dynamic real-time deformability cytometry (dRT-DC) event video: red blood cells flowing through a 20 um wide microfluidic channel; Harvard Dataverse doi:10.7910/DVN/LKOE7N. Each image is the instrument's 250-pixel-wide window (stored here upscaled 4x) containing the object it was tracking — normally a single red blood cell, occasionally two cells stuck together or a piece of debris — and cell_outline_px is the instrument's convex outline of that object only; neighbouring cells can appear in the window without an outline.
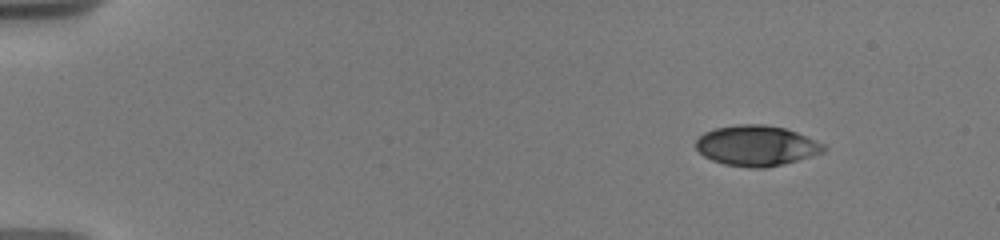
{"species": "human", "species_latin": "Homo sapiens", "temperature_condition": "warm", "stored_images_in_passage": 5, "camera_frame_rate_fps": 3000, "um_per_image_px": 0.085, "donor": {"sex": "male"}, "frame": {"image": 1, "passage_image": 1, "time_ms": 0.0, "image_size_px": [1000, 240], "cell_outline_px": [[828, 148], [824, 152], [784, 164], [764, 168], [752, 168], [724, 164], [712, 160], [704, 156], [696, 148], [696, 140], [704, 132], [716, 128], [736, 124], [764, 124], [784, 128], [796, 132], [824, 144]], "centroid_in_image_um": [64.3, 12.38], "position_along_channel_um": 20.7, "area_um2": 30.06}}
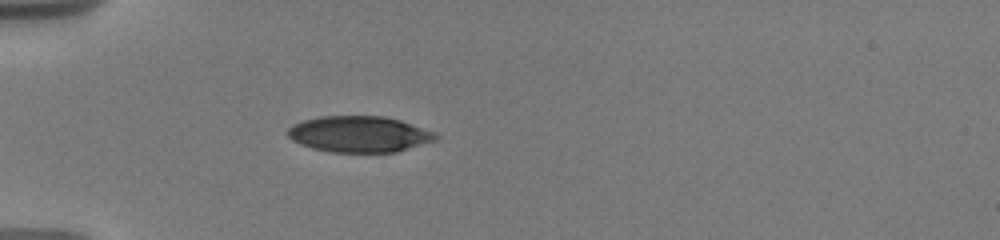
{"frame": {"image": 2, "passage_image": 4, "time_ms": 3.667, "image_size_px": [1000, 240], "cell_outline_px": [[440, 136], [436, 140], [396, 152], [332, 152], [312, 148], [300, 144], [292, 140], [284, 132], [292, 124], [304, 120], [320, 116], [384, 116], [400, 120], [436, 132]], "centroid_in_image_um": [30.52, 11.4], "position_along_channel_um": 54.5, "area_um2": 31.33}}